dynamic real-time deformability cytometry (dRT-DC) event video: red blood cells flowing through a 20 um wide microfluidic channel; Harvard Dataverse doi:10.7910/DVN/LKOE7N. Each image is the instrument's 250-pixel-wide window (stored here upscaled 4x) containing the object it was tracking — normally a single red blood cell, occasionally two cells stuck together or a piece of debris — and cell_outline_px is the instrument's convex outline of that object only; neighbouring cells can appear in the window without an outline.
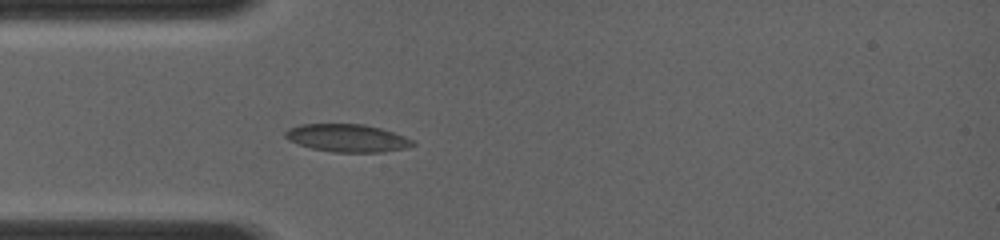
{"species": "common noctule bat (a hibernating species)", "species_latin": "Nyctalus noctula", "temperature_condition": "room temperature", "stored_images_in_passage": 6, "camera_frame_rate_fps": 4000, "um_per_image_px": 0.085, "animal": {"sex": "female", "body_mass_g": 19.0, "forearm_length_mm": 56.7}, "frame": {"image": 1, "passage_image": 6, "time_ms": 3.0, "image_size_px": [1000, 240], "cell_outline_px": [[416, 144], [408, 148], [380, 152], [332, 152], [312, 148], [288, 140], [284, 136], [284, 132], [288, 128], [300, 124], [364, 124], [380, 128], [404, 136], [412, 140]], "centroid_in_image_um": [29.5, 11.73], "position_along_channel_um": 55.5, "area_um2": 20.58}}